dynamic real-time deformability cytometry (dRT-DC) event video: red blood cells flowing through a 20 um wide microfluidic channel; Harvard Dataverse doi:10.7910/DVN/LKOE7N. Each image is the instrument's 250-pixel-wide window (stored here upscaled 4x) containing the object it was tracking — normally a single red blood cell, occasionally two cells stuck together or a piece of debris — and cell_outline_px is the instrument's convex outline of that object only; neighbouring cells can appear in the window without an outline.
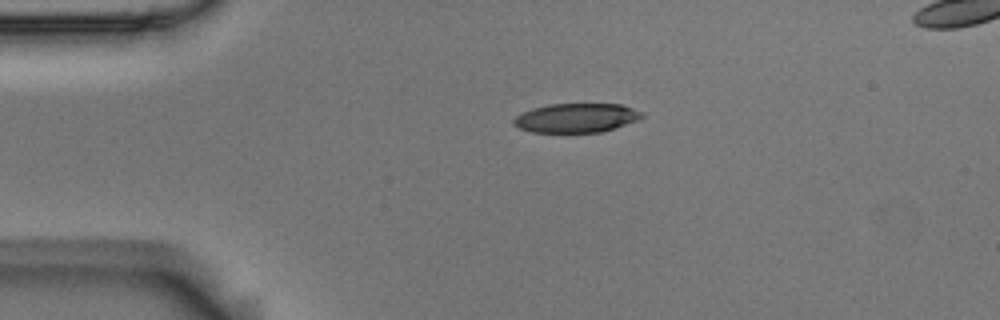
{"species": "Egyptian fruit bat (a non-hibernating species)", "species_latin": "Rousettus aegyptiacus", "temperature_condition": "room temperature", "stored_images_in_passage": 3, "segment_of_instrument_passage": [1, 2], "camera_frame_rate_fps": 3000, "um_per_image_px": 0.085, "animal": {"sex": "male"}, "frame": {"image": 1, "passage_image": 1, "time_ms": 0.0, "image_size_px": [1000, 320], "cell_outline_px": [[644, 116], [636, 120], [616, 128], [600, 132], [532, 132], [520, 128], [512, 124], [512, 120], [516, 116], [532, 108], [548, 104], [620, 104], [644, 112]], "centroid_in_image_um": [48.98, 10.02], "position_along_channel_um": 36.0, "area_um2": 21.73}}